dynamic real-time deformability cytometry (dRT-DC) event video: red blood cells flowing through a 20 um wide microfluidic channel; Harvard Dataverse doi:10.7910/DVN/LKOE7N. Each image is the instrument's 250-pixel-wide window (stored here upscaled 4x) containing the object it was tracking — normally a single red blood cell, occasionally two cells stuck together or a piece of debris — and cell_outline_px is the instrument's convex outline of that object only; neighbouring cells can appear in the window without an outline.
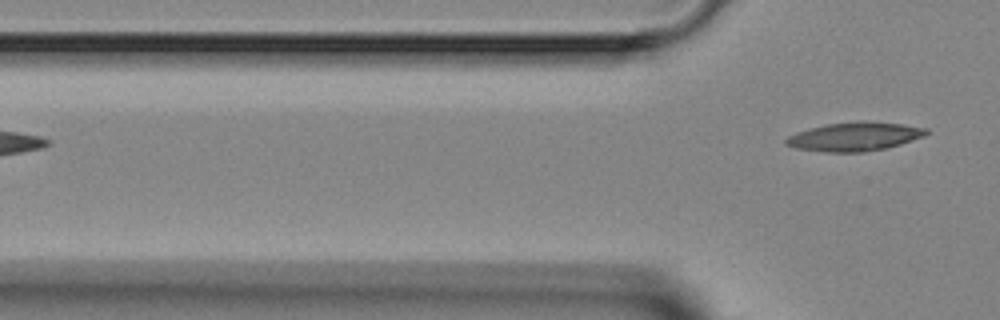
{"species": "Egyptian fruit bat (a non-hibernating species)", "species_latin": "Rousettus aegyptiacus", "temperature_condition": "room temperature", "stored_images_in_passage": 6, "segment_of_instrument_passage": [2, 2], "camera_frame_rate_fps": 3000, "um_per_image_px": 0.085, "animal": {"sex": "female"}, "frame": {"image": 1, "passage_image": 6, "time_ms": 5.667, "image_size_px": [1000, 320], "cell_outline_px": [[928, 132], [924, 136], [900, 144], [884, 148], [864, 152], [824, 152], [796, 148], [784, 144], [784, 140], [788, 136], [796, 132], [824, 124], [856, 120], [864, 120], [900, 124], [928, 128]], "centroid_in_image_um": [72.6, 11.6], "position_along_channel_um": 53.2, "area_um2": 23.64}}